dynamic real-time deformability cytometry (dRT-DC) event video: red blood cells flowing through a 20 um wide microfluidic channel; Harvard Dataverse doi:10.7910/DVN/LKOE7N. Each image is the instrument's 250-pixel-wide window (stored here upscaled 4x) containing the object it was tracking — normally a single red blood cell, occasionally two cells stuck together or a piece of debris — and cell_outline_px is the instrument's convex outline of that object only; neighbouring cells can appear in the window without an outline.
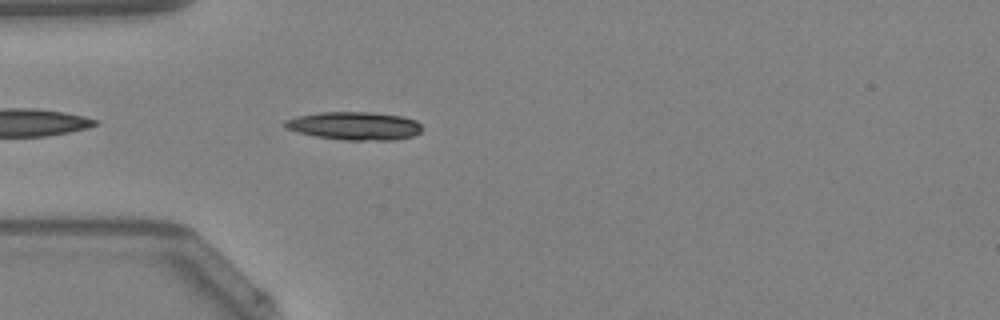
{"species": "Egyptian fruit bat (a non-hibernating species)", "species_latin": "Rousettus aegyptiacus", "temperature_condition": "warm", "stored_images_in_passage": 9, "camera_frame_rate_fps": 3000, "um_per_image_px": 0.085, "animal": {"sex": "female"}, "frame": {"image": 1, "passage_image": 3, "time_ms": 0.667, "image_size_px": [1000, 320], "cell_outline_px": [[420, 132], [412, 136], [396, 140], [344, 140], [316, 136], [296, 132], [284, 128], [284, 120], [296, 116], [320, 112], [372, 112], [404, 116], [416, 120], [420, 124]], "centroid_in_image_um": [30.11, 10.69], "position_along_channel_um": 54.9, "area_um2": 22.66}}
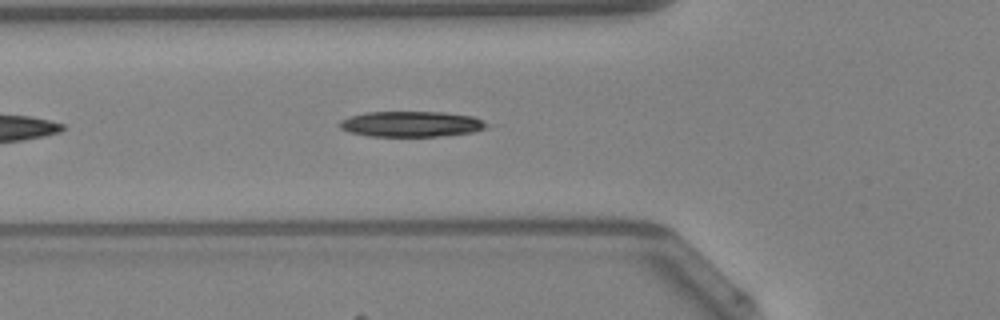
{"frame": {"image": 2, "passage_image": 6, "time_ms": 1.667, "image_size_px": [1000, 320], "cell_outline_px": [[488, 124], [484, 128], [472, 132], [436, 136], [368, 136], [348, 132], [340, 128], [336, 124], [340, 120], [364, 112], [444, 112], [472, 116]], "centroid_in_image_um": [34.87, 10.54], "position_along_channel_um": 90.9, "area_um2": 21.79}}